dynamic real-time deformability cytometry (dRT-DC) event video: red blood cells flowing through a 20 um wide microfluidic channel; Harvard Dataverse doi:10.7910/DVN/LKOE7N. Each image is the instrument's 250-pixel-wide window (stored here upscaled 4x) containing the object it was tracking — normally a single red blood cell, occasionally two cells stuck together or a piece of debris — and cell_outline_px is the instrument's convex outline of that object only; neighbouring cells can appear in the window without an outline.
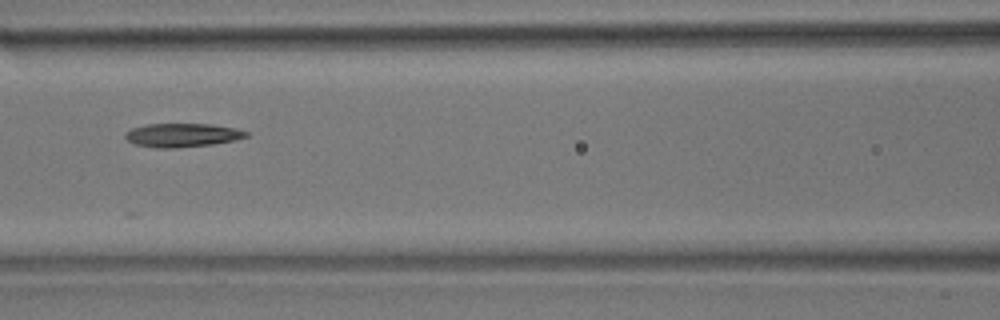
{"species": "common noctule bat (a hibernating species)", "species_latin": "Nyctalus noctula", "temperature_condition": "room temperature", "stored_images_in_passage": 13, "camera_frame_rate_fps": 3000, "um_per_image_px": 0.085, "animal": {"sex": "male", "body_mass_g": 17.9}, "frame": {"image": 1, "passage_image": 6, "time_ms": 1.667, "image_size_px": [1000, 320], "cell_outline_px": [[248, 136], [236, 140], [212, 144], [176, 148], [156, 148], [136, 144], [128, 140], [124, 136], [124, 132], [132, 128], [144, 124], [208, 124], [236, 128], [248, 132]], "centroid_in_image_um": [15.48, 11.48], "position_along_channel_um": 151.1, "area_um2": 16.7}}
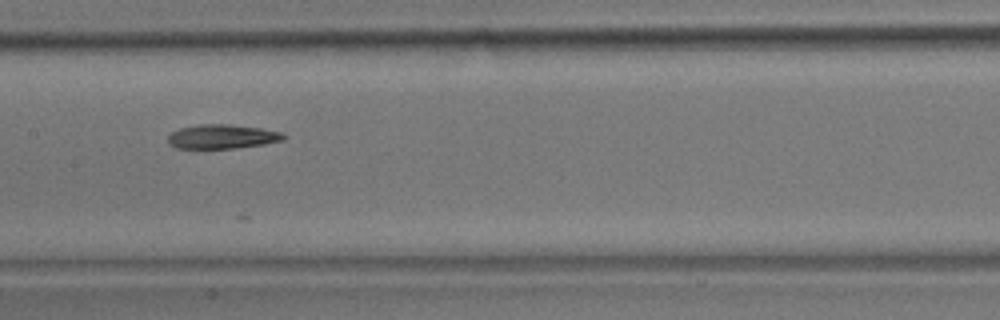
{"frame": {"image": 2, "passage_image": 7, "time_ms": 2.0, "image_size_px": [1000, 320], "cell_outline_px": [[288, 136], [284, 140], [264, 144], [236, 148], [176, 148], [168, 144], [168, 136], [172, 132], [180, 128], [200, 124], [228, 124], [260, 128], [280, 132]], "centroid_in_image_um": [18.89, 11.61], "position_along_channel_um": 188.5, "area_um2": 16.3}}
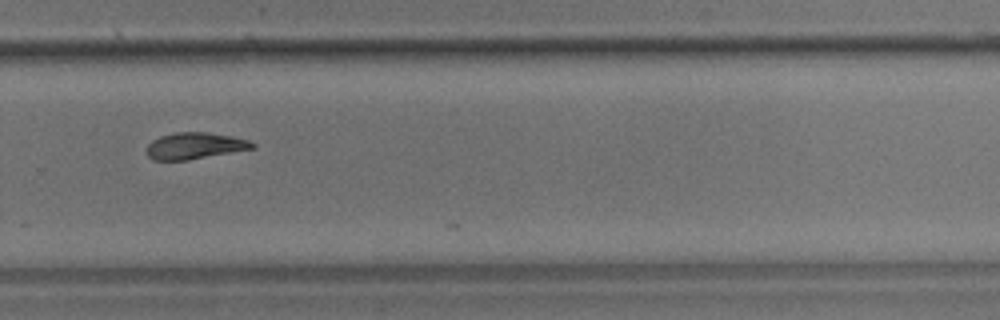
{"frame": {"image": 3, "passage_image": 10, "time_ms": 3.0, "image_size_px": [1000, 320], "cell_outline_px": [[256, 148], [188, 160], [152, 160], [148, 156], [148, 144], [152, 140], [160, 136], [176, 132], [208, 132], [248, 140], [256, 144]], "centroid_in_image_um": [16.56, 12.4], "position_along_channel_um": 313.2, "area_um2": 16.24}}